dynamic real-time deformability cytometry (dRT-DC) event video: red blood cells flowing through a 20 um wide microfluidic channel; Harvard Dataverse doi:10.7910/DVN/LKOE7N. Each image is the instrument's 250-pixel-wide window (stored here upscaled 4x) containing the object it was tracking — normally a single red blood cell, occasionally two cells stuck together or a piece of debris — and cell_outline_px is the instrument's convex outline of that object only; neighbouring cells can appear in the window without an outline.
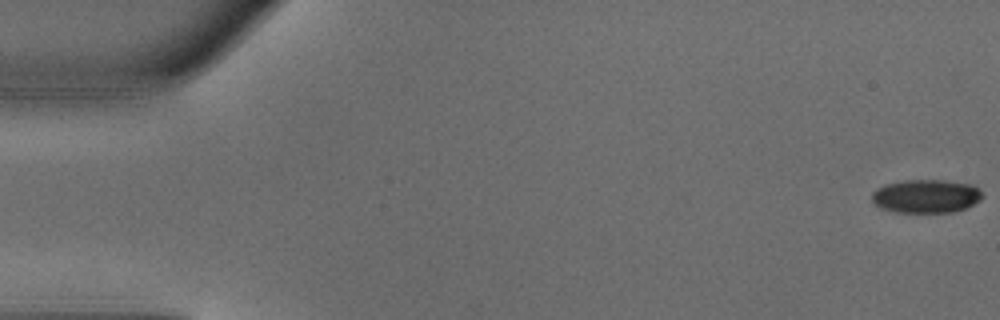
{"species": "common noctule bat (a hibernating species)", "species_latin": "Nyctalus noctula", "temperature_condition": "warm", "stored_images_in_passage": 49, "camera_frame_rate_fps": 3000, "um_per_image_px": 0.085, "animal": {"sex": "male", "body_mass_g": 18.8}, "frame": {"image": 1, "passage_image": 1, "time_ms": 0.0, "image_size_px": [1000, 320], "cell_outline_px": [[984, 196], [980, 200], [964, 208], [952, 212], [896, 212], [880, 208], [872, 200], [872, 192], [876, 188], [884, 184], [908, 180], [944, 180], [972, 184]], "centroid_in_image_um": [78.69, 16.67], "position_along_channel_um": 6.3, "area_um2": 21.44}}
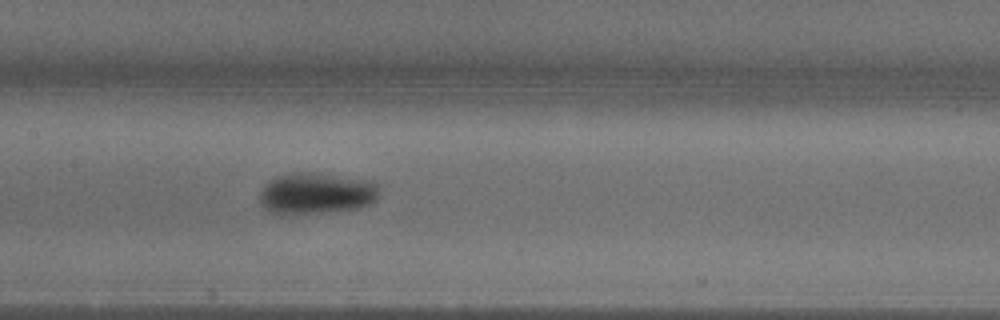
{"frame": {"image": 2, "passage_image": 24, "time_ms": 7.667, "image_size_px": [1000, 320], "cell_outline_px": [[376, 200], [360, 208], [328, 212], [288, 216], [268, 212], [260, 204], [260, 192], [264, 184], [276, 176], [300, 172], [368, 180], [376, 184]], "centroid_in_image_um": [26.79, 16.49], "position_along_channel_um": 180.6, "area_um2": 28.73}}
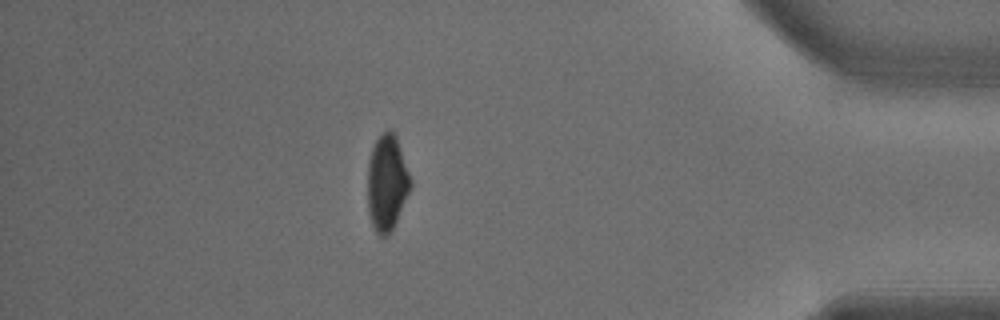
{"frame": {"image": 3, "passage_image": 43, "time_ms": 14.0, "image_size_px": [1000, 320], "cell_outline_px": [[412, 188], [392, 228], [384, 236], [380, 236], [376, 232], [372, 224], [368, 212], [368, 164], [372, 148], [376, 140], [388, 128], [392, 128], [396, 136], [412, 180]], "centroid_in_image_um": [32.9, 15.5], "position_along_channel_um": 402.3, "area_um2": 23.87}, "authors_computed_cell_mechanics": {"area_um2": 24.7384, "velocity_mm_per_s": 4.1673, "shape_relaxation_time_tau1_ms": 2.9112, "shape_relaxation_time_tau2_ms": null, "deformation_change_tau1": 0.1349, "deformation_change_tau2": null}}